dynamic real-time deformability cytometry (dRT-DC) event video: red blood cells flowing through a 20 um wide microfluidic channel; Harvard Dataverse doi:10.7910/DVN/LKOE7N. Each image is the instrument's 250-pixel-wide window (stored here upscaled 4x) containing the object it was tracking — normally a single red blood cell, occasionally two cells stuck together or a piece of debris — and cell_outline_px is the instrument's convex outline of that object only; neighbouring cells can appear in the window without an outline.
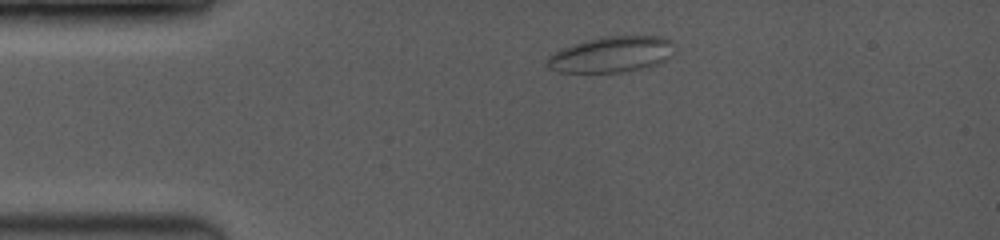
{"species": "common noctule bat (a hibernating species)", "species_latin": "Nyctalus noctula", "temperature_condition": "room temperature", "stored_images_in_passage": 3, "camera_frame_rate_fps": 3500, "um_per_image_px": 0.085, "animal": {"sex": "female", "body_mass_g": 19.0, "forearm_length_mm": 53.3}, "frame": {"image": 1, "passage_image": 1, "time_ms": 0.0, "image_size_px": [1000, 240], "cell_outline_px": [[676, 52], [668, 60], [660, 64], [648, 68], [624, 72], [560, 72], [548, 68], [544, 60], [548, 56], [564, 48], [588, 40], [612, 36], [660, 36], [672, 40]], "centroid_in_image_um": [52.07, 4.65], "position_along_channel_um": 32.9, "area_um2": 26.88}}